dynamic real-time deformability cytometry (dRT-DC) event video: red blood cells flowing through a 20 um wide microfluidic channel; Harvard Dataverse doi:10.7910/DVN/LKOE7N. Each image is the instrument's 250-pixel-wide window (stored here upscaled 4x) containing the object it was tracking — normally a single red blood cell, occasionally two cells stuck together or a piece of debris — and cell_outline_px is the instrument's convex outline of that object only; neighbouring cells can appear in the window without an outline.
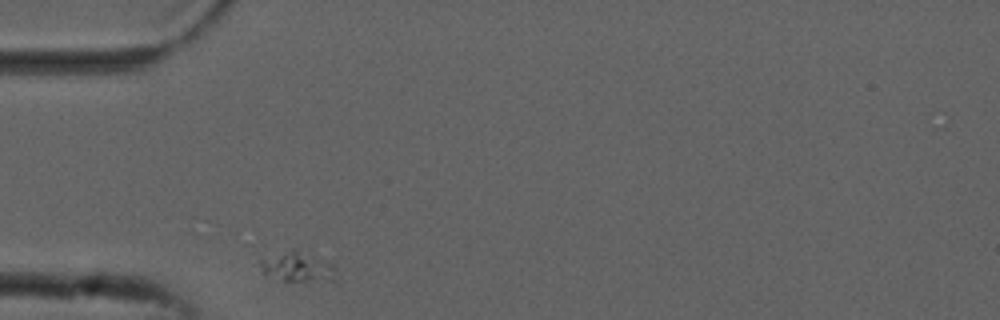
{"species": "common noctule bat (a hibernating species)", "species_latin": "Nyctalus noctula", "temperature_condition": "cold", "stored_images_in_passage": 33, "camera_frame_rate_fps": 3000, "um_per_image_px": 0.085, "animal": {"sex": "male", "forearm_length_mm": 52.5}, "frame": {"image": 1, "passage_image": 1, "time_ms": 0.0, "image_size_px": [1000, 320], "cell_outline_px": [[340, 284], [284, 280], [264, 276], [256, 260], [292, 248], [296, 248], [332, 264]], "centroid_in_image_um": [25.31, 22.73], "position_along_channel_um": 59.7, "area_um2": 14.1}}
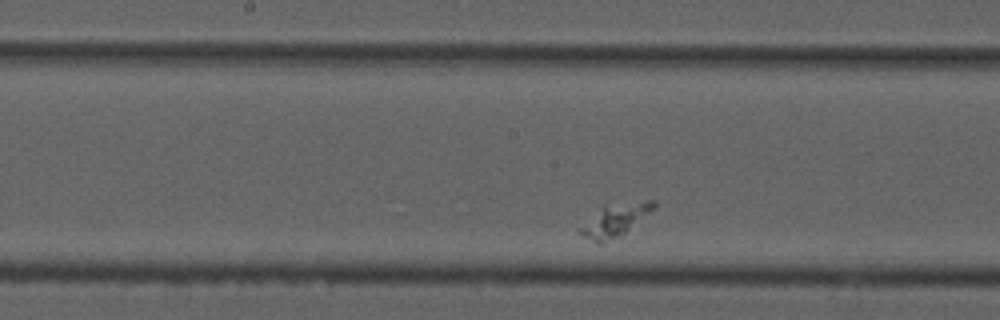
{"frame": {"image": 2, "passage_image": 14, "time_ms": 4.333, "image_size_px": [1000, 320], "cell_outline_px": [[656, 208], [620, 236], [604, 244], [600, 244], [576, 232], [576, 228], [604, 204], [644, 200], [656, 200]], "centroid_in_image_um": [52.25, 18.69], "position_along_channel_um": 196.0, "area_um2": 14.39}}
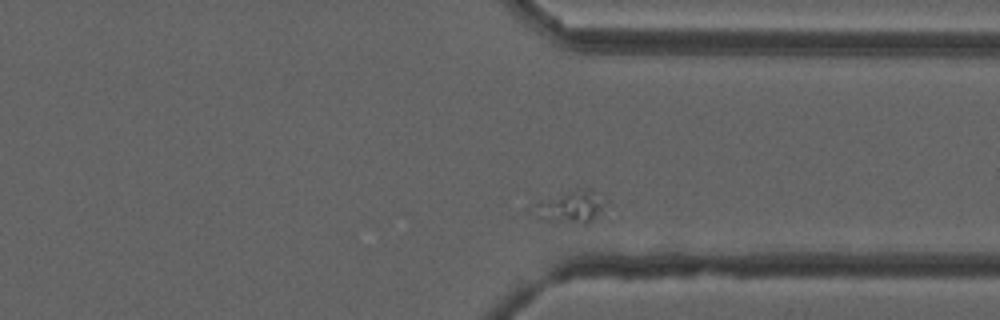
{"frame": {"image": 3, "passage_image": 29, "time_ms": 9.333, "image_size_px": [1000, 320], "cell_outline_px": [[608, 200], [592, 220], [588, 224], [584, 224], [540, 216], [532, 208], [532, 204], [540, 200], [580, 188], [588, 188], [608, 196]], "centroid_in_image_um": [48.64, 17.49], "position_along_channel_um": 362.8, "area_um2": 13.01}}